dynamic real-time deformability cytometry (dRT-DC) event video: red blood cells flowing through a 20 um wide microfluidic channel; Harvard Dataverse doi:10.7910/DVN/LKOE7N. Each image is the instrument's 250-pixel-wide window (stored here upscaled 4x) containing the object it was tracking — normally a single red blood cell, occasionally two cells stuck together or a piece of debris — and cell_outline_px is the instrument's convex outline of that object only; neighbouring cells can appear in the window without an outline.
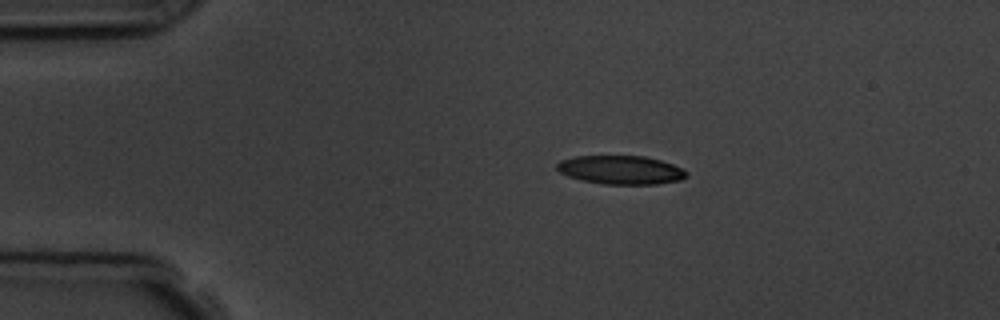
{"species": "common noctule bat (a hibernating species)", "species_latin": "Nyctalus noctula", "temperature_condition": "room temperature", "stored_images_in_passage": 7, "camera_frame_rate_fps": 3000, "um_per_image_px": 0.085, "animal": {"sex": "male", "body_mass_g": 19.5, "forearm_length_mm": 54.6}, "frame": {"image": 1, "passage_image": 2, "time_ms": 1.333, "image_size_px": [1000, 320], "cell_outline_px": [[688, 176], [680, 180], [656, 184], [604, 184], [584, 180], [568, 176], [560, 172], [556, 168], [556, 164], [560, 160], [576, 156], [644, 156], [660, 160], [672, 164], [688, 172]], "centroid_in_image_um": [52.77, 14.44], "position_along_channel_um": 32.2, "area_um2": 21.5}}
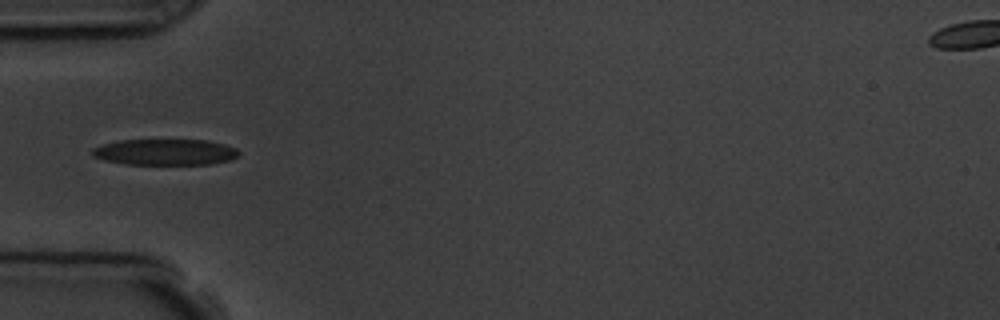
{"frame": {"image": 2, "passage_image": 4, "time_ms": 3.667, "image_size_px": [1000, 320], "cell_outline_px": [[240, 152], [236, 156], [228, 160], [208, 164], [124, 164], [104, 160], [92, 156], [92, 148], [100, 144], [120, 140], [208, 140], [224, 144], [236, 148]], "centroid_in_image_um": [13.98, 12.92], "position_along_channel_um": 71.0, "area_um2": 22.25}}